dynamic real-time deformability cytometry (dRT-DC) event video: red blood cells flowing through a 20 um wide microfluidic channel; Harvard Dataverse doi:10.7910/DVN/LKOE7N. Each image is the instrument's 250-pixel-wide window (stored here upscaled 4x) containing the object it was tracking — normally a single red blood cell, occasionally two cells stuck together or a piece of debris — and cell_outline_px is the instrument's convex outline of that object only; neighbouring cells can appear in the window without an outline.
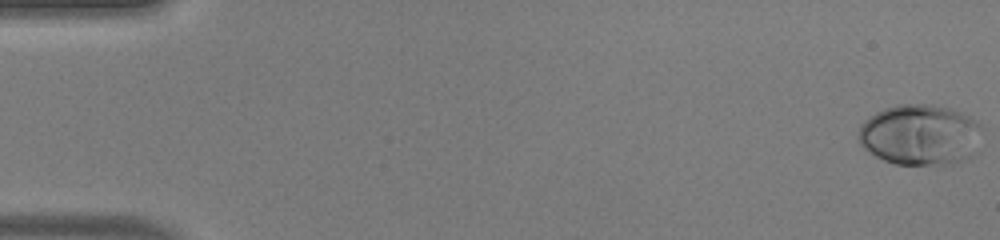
{"species": "human", "species_latin": "Homo sapiens", "temperature_condition": "warm", "stored_images_in_passage": 51, "camera_frame_rate_fps": 3000, "um_per_image_px": 0.085, "donor": {"sex": "male"}, "frame": {"image": 1, "passage_image": 1, "time_ms": 0.0, "image_size_px": [1000, 240], "cell_outline_px": [[968, 120], [936, 160], [924, 164], [896, 164], [884, 160], [872, 152], [860, 140], [860, 128], [872, 116], [888, 108], [940, 108], [952, 112]], "centroid_in_image_um": [77.42, 11.39], "position_along_channel_um": 7.6, "area_um2": 32.77}}
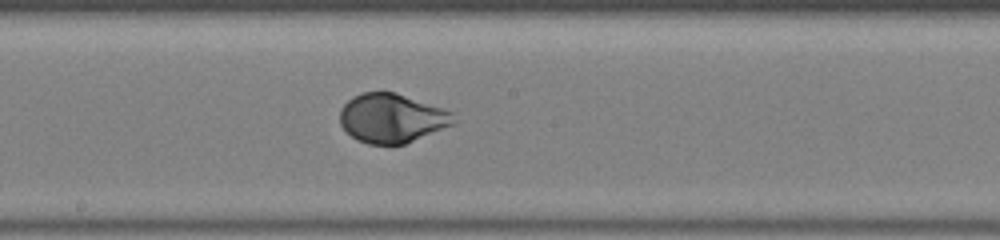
{"frame": {"image": 2, "passage_image": 28, "time_ms": 9.0, "image_size_px": [1000, 240], "cell_outline_px": [[452, 124], [404, 144], [368, 144], [352, 136], [340, 124], [340, 108], [348, 100], [364, 92], [392, 92], [452, 112]], "centroid_in_image_um": [33.23, 10.05], "position_along_channel_um": 215.0, "area_um2": 31.44}}
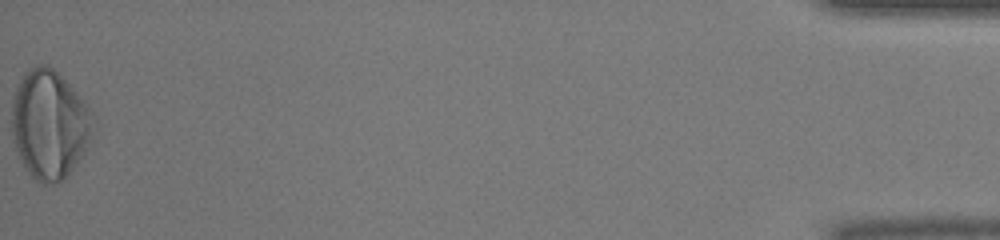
{"frame": {"image": 3, "passage_image": 51, "time_ms": 16.667, "image_size_px": [1000, 240], "cell_outline_px": [[88, 132], [84, 152], [68, 172], [60, 180], [52, 184], [44, 184], [36, 180], [32, 176], [24, 164], [16, 148], [12, 132], [12, 100], [16, 88], [24, 72], [40, 64], [44, 64], [52, 68], [84, 100], [88, 108]], "centroid_in_image_um": [4.11, 10.55], "position_along_channel_um": 431.1, "area_um2": 49.42}, "authors_computed_cell_mechanics": {"area_um2": 32.657, "velocity_mm_per_s": 4.1024, "shape_relaxation_time_tau1_ms": 2.2635, "shape_relaxation_time_tau2_ms": null, "deformation_change_tau1": 0.1775, "deformation_change_tau2": null}}